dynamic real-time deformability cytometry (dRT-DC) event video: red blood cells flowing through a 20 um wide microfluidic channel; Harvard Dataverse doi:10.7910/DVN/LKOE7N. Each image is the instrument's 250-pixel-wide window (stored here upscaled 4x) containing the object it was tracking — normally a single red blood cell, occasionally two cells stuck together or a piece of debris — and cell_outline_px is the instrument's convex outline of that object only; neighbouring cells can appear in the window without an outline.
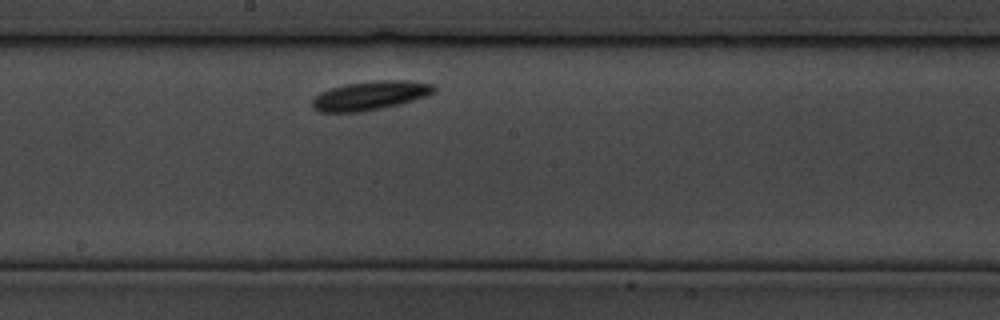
{"species": "common noctule bat (a hibernating species)", "species_latin": "Nyctalus noctula", "temperature_condition": "cold", "stored_images_in_passage": 10, "camera_frame_rate_fps": 3000, "um_per_image_px": 0.085, "animal": {"sex": "male", "body_mass_g": 19.5, "forearm_length_mm": 54.6}, "frame": {"image": 1, "passage_image": 10, "time_ms": 3.0, "image_size_px": [1000, 320], "cell_outline_px": [[436, 88], [432, 92], [424, 96], [412, 100], [380, 108], [356, 112], [320, 112], [312, 108], [312, 100], [320, 92], [344, 84], [376, 80], [408, 80], [436, 84]], "centroid_in_image_um": [31.44, 8.1], "position_along_channel_um": 216.8, "area_um2": 20.29}}